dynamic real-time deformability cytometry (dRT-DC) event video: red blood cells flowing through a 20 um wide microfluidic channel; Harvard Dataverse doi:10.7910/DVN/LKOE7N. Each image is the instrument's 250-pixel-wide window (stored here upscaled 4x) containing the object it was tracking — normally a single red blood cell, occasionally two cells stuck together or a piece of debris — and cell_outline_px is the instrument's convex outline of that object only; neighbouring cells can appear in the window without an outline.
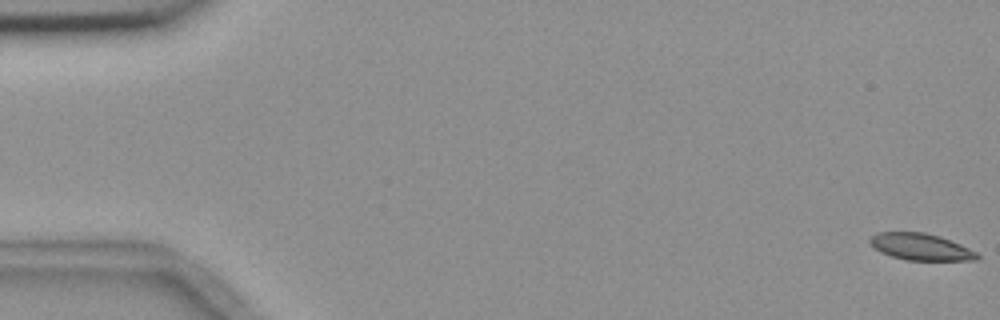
{"species": "common noctule bat (a hibernating species)", "species_latin": "Nyctalus noctula", "temperature_condition": "room temperature", "stored_images_in_passage": 6, "camera_frame_rate_fps": 3000, "um_per_image_px": 0.085, "animal": {"sex": "female", "body_mass_g": 18.4}, "frame": {"image": 1, "passage_image": 1, "time_ms": 0.0, "image_size_px": [1000, 320], "cell_outline_px": [[980, 256], [976, 260], [908, 260], [892, 256], [880, 252], [868, 240], [876, 232], [924, 232], [940, 236], [960, 244], [976, 252]], "centroid_in_image_um": [78.26, 20.97], "position_along_channel_um": 6.7, "area_um2": 16.53}}